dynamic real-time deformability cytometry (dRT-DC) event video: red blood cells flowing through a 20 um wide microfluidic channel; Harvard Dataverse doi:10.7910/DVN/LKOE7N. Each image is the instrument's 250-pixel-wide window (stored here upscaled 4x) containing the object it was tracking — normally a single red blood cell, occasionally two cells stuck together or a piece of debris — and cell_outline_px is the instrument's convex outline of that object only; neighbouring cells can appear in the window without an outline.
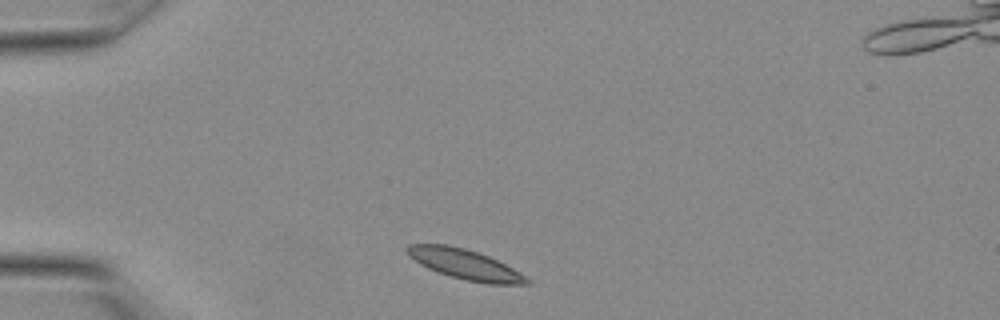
{"species": "Egyptian fruit bat (a non-hibernating species)", "species_latin": "Rousettus aegyptiacus", "temperature_condition": "warm", "stored_images_in_passage": 10, "camera_frame_rate_fps": 3000, "um_per_image_px": 0.085, "animal": {"sex": "female"}, "frame": {"image": 1, "passage_image": 1, "time_ms": 0.0, "image_size_px": [1000, 320], "cell_outline_px": [[532, 284], [488, 284], [464, 280], [428, 268], [420, 264], [408, 256], [404, 248], [408, 244], [448, 244], [464, 248], [488, 256], [512, 268], [524, 276]], "centroid_in_image_um": [39.46, 22.45], "position_along_channel_um": 45.5, "area_um2": 20.69}}
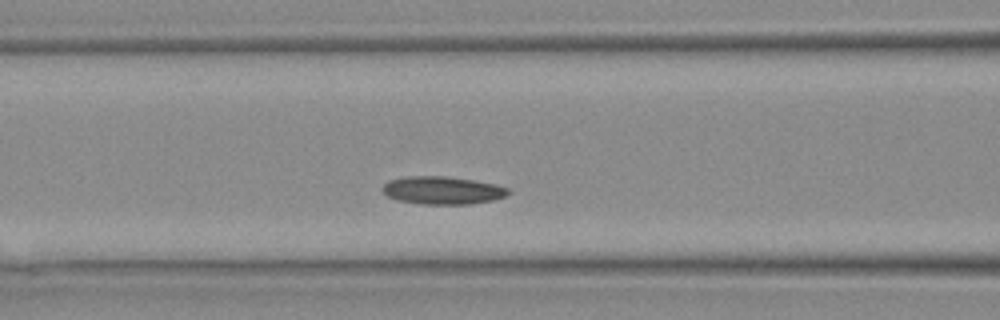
{"frame": {"image": 2, "passage_image": 6, "time_ms": 1.667, "image_size_px": [1000, 320], "cell_outline_px": [[512, 192], [504, 196], [492, 200], [468, 204], [424, 204], [396, 200], [388, 196], [380, 188], [388, 180], [408, 176], [444, 176], [472, 180], [492, 184], [508, 188]], "centroid_in_image_um": [37.57, 16.18], "position_along_channel_um": 129.0, "area_um2": 20.23}}
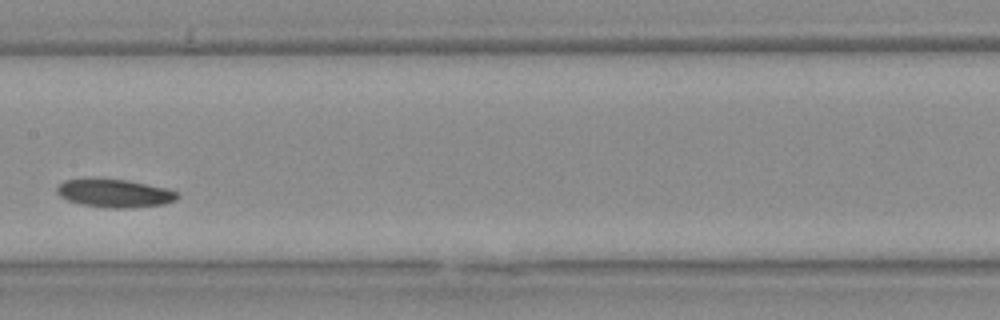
{"frame": {"image": 3, "passage_image": 9, "time_ms": 2.667, "image_size_px": [1000, 320], "cell_outline_px": [[180, 196], [176, 200], [164, 204], [132, 208], [104, 208], [84, 204], [68, 200], [60, 196], [56, 192], [56, 188], [64, 180], [128, 180], [168, 188], [180, 192]], "centroid_in_image_um": [9.83, 16.45], "position_along_channel_um": 197.6, "area_um2": 19.59}}